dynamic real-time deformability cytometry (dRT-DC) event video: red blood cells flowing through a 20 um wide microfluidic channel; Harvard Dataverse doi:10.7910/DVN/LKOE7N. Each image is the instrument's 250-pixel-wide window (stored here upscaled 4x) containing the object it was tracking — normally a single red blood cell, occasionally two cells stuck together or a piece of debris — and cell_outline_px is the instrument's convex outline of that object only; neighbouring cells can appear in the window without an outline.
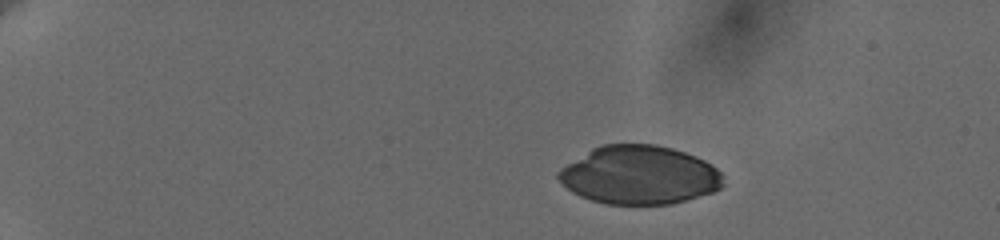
{"species": "human", "species_latin": "Homo sapiens", "temperature_condition": "cold", "stored_images_in_passage": 47, "camera_frame_rate_fps": 3000, "um_per_image_px": 0.085, "donor": {"sex": "female"}, "frame": {"image": 1, "passage_image": 1, "time_ms": 0.0, "image_size_px": [1000, 240], "cell_outline_px": [[724, 184], [720, 188], [712, 192], [672, 204], [604, 204], [580, 196], [572, 192], [556, 176], [556, 172], [560, 168], [592, 148], [604, 144], [656, 144], [672, 148], [696, 156], [712, 164], [724, 176]], "centroid_in_image_um": [54.35, 14.87], "position_along_channel_um": 30.6, "area_um2": 56.3}}